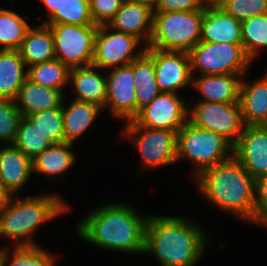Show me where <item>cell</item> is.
Segmentation results:
<instances>
[{"mask_svg":"<svg viewBox=\"0 0 267 266\" xmlns=\"http://www.w3.org/2000/svg\"><path fill=\"white\" fill-rule=\"evenodd\" d=\"M52 31L55 56L69 69L89 66L94 60L98 25L45 24Z\"/></svg>","mask_w":267,"mask_h":266,"instance_id":"cell-8","label":"cell"},{"mask_svg":"<svg viewBox=\"0 0 267 266\" xmlns=\"http://www.w3.org/2000/svg\"><path fill=\"white\" fill-rule=\"evenodd\" d=\"M239 21L267 14V0H229L221 7Z\"/></svg>","mask_w":267,"mask_h":266,"instance_id":"cell-36","label":"cell"},{"mask_svg":"<svg viewBox=\"0 0 267 266\" xmlns=\"http://www.w3.org/2000/svg\"><path fill=\"white\" fill-rule=\"evenodd\" d=\"M96 69L99 68L93 64L70 69L69 83L73 84L76 100L96 103L105 109L107 80Z\"/></svg>","mask_w":267,"mask_h":266,"instance_id":"cell-20","label":"cell"},{"mask_svg":"<svg viewBox=\"0 0 267 266\" xmlns=\"http://www.w3.org/2000/svg\"><path fill=\"white\" fill-rule=\"evenodd\" d=\"M47 10V17L49 18L56 10H60L63 0H41Z\"/></svg>","mask_w":267,"mask_h":266,"instance_id":"cell-40","label":"cell"},{"mask_svg":"<svg viewBox=\"0 0 267 266\" xmlns=\"http://www.w3.org/2000/svg\"><path fill=\"white\" fill-rule=\"evenodd\" d=\"M52 143L27 117L22 116L18 126V132L13 145L22 151L27 157L33 159Z\"/></svg>","mask_w":267,"mask_h":266,"instance_id":"cell-31","label":"cell"},{"mask_svg":"<svg viewBox=\"0 0 267 266\" xmlns=\"http://www.w3.org/2000/svg\"><path fill=\"white\" fill-rule=\"evenodd\" d=\"M203 0H159L154 12L204 10Z\"/></svg>","mask_w":267,"mask_h":266,"instance_id":"cell-39","label":"cell"},{"mask_svg":"<svg viewBox=\"0 0 267 266\" xmlns=\"http://www.w3.org/2000/svg\"><path fill=\"white\" fill-rule=\"evenodd\" d=\"M203 10L154 12L145 48L189 52L200 42Z\"/></svg>","mask_w":267,"mask_h":266,"instance_id":"cell-5","label":"cell"},{"mask_svg":"<svg viewBox=\"0 0 267 266\" xmlns=\"http://www.w3.org/2000/svg\"><path fill=\"white\" fill-rule=\"evenodd\" d=\"M11 195L0 185V212L6 207Z\"/></svg>","mask_w":267,"mask_h":266,"instance_id":"cell-42","label":"cell"},{"mask_svg":"<svg viewBox=\"0 0 267 266\" xmlns=\"http://www.w3.org/2000/svg\"><path fill=\"white\" fill-rule=\"evenodd\" d=\"M64 96L61 90L35 84L27 78L15 101L20 114L28 116L47 109L62 107Z\"/></svg>","mask_w":267,"mask_h":266,"instance_id":"cell-21","label":"cell"},{"mask_svg":"<svg viewBox=\"0 0 267 266\" xmlns=\"http://www.w3.org/2000/svg\"><path fill=\"white\" fill-rule=\"evenodd\" d=\"M9 253L7 246L0 249L2 266H55V257L38 245L14 246L12 258Z\"/></svg>","mask_w":267,"mask_h":266,"instance_id":"cell-29","label":"cell"},{"mask_svg":"<svg viewBox=\"0 0 267 266\" xmlns=\"http://www.w3.org/2000/svg\"><path fill=\"white\" fill-rule=\"evenodd\" d=\"M21 117L15 100L0 99V142L14 143Z\"/></svg>","mask_w":267,"mask_h":266,"instance_id":"cell-35","label":"cell"},{"mask_svg":"<svg viewBox=\"0 0 267 266\" xmlns=\"http://www.w3.org/2000/svg\"><path fill=\"white\" fill-rule=\"evenodd\" d=\"M233 156L254 180L267 176V129L261 125L245 126L233 145Z\"/></svg>","mask_w":267,"mask_h":266,"instance_id":"cell-15","label":"cell"},{"mask_svg":"<svg viewBox=\"0 0 267 266\" xmlns=\"http://www.w3.org/2000/svg\"><path fill=\"white\" fill-rule=\"evenodd\" d=\"M15 198V199H14ZM69 205L57 194L16 199L11 196L0 212V236L13 239L14 246L37 245L30 236L39 224L67 212Z\"/></svg>","mask_w":267,"mask_h":266,"instance_id":"cell-4","label":"cell"},{"mask_svg":"<svg viewBox=\"0 0 267 266\" xmlns=\"http://www.w3.org/2000/svg\"><path fill=\"white\" fill-rule=\"evenodd\" d=\"M233 156V145L222 135L187 121L177 132V161L195 163L193 177L202 170L227 161Z\"/></svg>","mask_w":267,"mask_h":266,"instance_id":"cell-6","label":"cell"},{"mask_svg":"<svg viewBox=\"0 0 267 266\" xmlns=\"http://www.w3.org/2000/svg\"><path fill=\"white\" fill-rule=\"evenodd\" d=\"M194 77L191 84L202 94V102L240 103L242 75L211 74L197 79Z\"/></svg>","mask_w":267,"mask_h":266,"instance_id":"cell-19","label":"cell"},{"mask_svg":"<svg viewBox=\"0 0 267 266\" xmlns=\"http://www.w3.org/2000/svg\"><path fill=\"white\" fill-rule=\"evenodd\" d=\"M106 76L107 96L105 107L117 119L131 121L137 116V98L134 85V61L112 68Z\"/></svg>","mask_w":267,"mask_h":266,"instance_id":"cell-13","label":"cell"},{"mask_svg":"<svg viewBox=\"0 0 267 266\" xmlns=\"http://www.w3.org/2000/svg\"><path fill=\"white\" fill-rule=\"evenodd\" d=\"M187 217L149 216L144 253L155 254L161 266H195L209 237Z\"/></svg>","mask_w":267,"mask_h":266,"instance_id":"cell-2","label":"cell"},{"mask_svg":"<svg viewBox=\"0 0 267 266\" xmlns=\"http://www.w3.org/2000/svg\"><path fill=\"white\" fill-rule=\"evenodd\" d=\"M200 41L242 44L241 21L227 14L222 8H205Z\"/></svg>","mask_w":267,"mask_h":266,"instance_id":"cell-18","label":"cell"},{"mask_svg":"<svg viewBox=\"0 0 267 266\" xmlns=\"http://www.w3.org/2000/svg\"><path fill=\"white\" fill-rule=\"evenodd\" d=\"M145 51L154 61L155 80L161 92L177 93L192 83L190 57L187 52L154 48H145Z\"/></svg>","mask_w":267,"mask_h":266,"instance_id":"cell-14","label":"cell"},{"mask_svg":"<svg viewBox=\"0 0 267 266\" xmlns=\"http://www.w3.org/2000/svg\"><path fill=\"white\" fill-rule=\"evenodd\" d=\"M254 223L267 228V176L255 180Z\"/></svg>","mask_w":267,"mask_h":266,"instance_id":"cell-38","label":"cell"},{"mask_svg":"<svg viewBox=\"0 0 267 266\" xmlns=\"http://www.w3.org/2000/svg\"><path fill=\"white\" fill-rule=\"evenodd\" d=\"M134 85L137 98V115L141 108L150 103L161 91L155 80V64L144 51L134 60Z\"/></svg>","mask_w":267,"mask_h":266,"instance_id":"cell-27","label":"cell"},{"mask_svg":"<svg viewBox=\"0 0 267 266\" xmlns=\"http://www.w3.org/2000/svg\"><path fill=\"white\" fill-rule=\"evenodd\" d=\"M107 25H99L94 45L93 65L101 68H116L130 64L144 51L140 49L135 55L133 52L141 41L135 36L123 32H109Z\"/></svg>","mask_w":267,"mask_h":266,"instance_id":"cell-11","label":"cell"},{"mask_svg":"<svg viewBox=\"0 0 267 266\" xmlns=\"http://www.w3.org/2000/svg\"><path fill=\"white\" fill-rule=\"evenodd\" d=\"M74 143L62 142L51 144L32 159V171L54 177L64 174L76 161V155L71 150Z\"/></svg>","mask_w":267,"mask_h":266,"instance_id":"cell-26","label":"cell"},{"mask_svg":"<svg viewBox=\"0 0 267 266\" xmlns=\"http://www.w3.org/2000/svg\"><path fill=\"white\" fill-rule=\"evenodd\" d=\"M32 171V159L13 144L0 148V185L11 195L25 186Z\"/></svg>","mask_w":267,"mask_h":266,"instance_id":"cell-17","label":"cell"},{"mask_svg":"<svg viewBox=\"0 0 267 266\" xmlns=\"http://www.w3.org/2000/svg\"><path fill=\"white\" fill-rule=\"evenodd\" d=\"M124 0H89L94 24L107 25L120 9Z\"/></svg>","mask_w":267,"mask_h":266,"instance_id":"cell-37","label":"cell"},{"mask_svg":"<svg viewBox=\"0 0 267 266\" xmlns=\"http://www.w3.org/2000/svg\"><path fill=\"white\" fill-rule=\"evenodd\" d=\"M153 13L149 6L124 0L107 26L115 31L135 36L147 47L152 33ZM146 36V37H145Z\"/></svg>","mask_w":267,"mask_h":266,"instance_id":"cell-16","label":"cell"},{"mask_svg":"<svg viewBox=\"0 0 267 266\" xmlns=\"http://www.w3.org/2000/svg\"><path fill=\"white\" fill-rule=\"evenodd\" d=\"M30 27L16 12L0 8V50H18Z\"/></svg>","mask_w":267,"mask_h":266,"instance_id":"cell-30","label":"cell"},{"mask_svg":"<svg viewBox=\"0 0 267 266\" xmlns=\"http://www.w3.org/2000/svg\"><path fill=\"white\" fill-rule=\"evenodd\" d=\"M129 1L137 2V3L143 4V5H147L152 10H155L157 5H158V3H159V0H129Z\"/></svg>","mask_w":267,"mask_h":266,"instance_id":"cell-43","label":"cell"},{"mask_svg":"<svg viewBox=\"0 0 267 266\" xmlns=\"http://www.w3.org/2000/svg\"><path fill=\"white\" fill-rule=\"evenodd\" d=\"M43 24L93 25L89 0H63L60 10H56Z\"/></svg>","mask_w":267,"mask_h":266,"instance_id":"cell-33","label":"cell"},{"mask_svg":"<svg viewBox=\"0 0 267 266\" xmlns=\"http://www.w3.org/2000/svg\"><path fill=\"white\" fill-rule=\"evenodd\" d=\"M188 109L178 93L160 92L133 120L142 127L178 132L188 121Z\"/></svg>","mask_w":267,"mask_h":266,"instance_id":"cell-12","label":"cell"},{"mask_svg":"<svg viewBox=\"0 0 267 266\" xmlns=\"http://www.w3.org/2000/svg\"><path fill=\"white\" fill-rule=\"evenodd\" d=\"M188 54L192 76L198 69L201 75L233 74L244 77L252 63L243 44L200 41Z\"/></svg>","mask_w":267,"mask_h":266,"instance_id":"cell-7","label":"cell"},{"mask_svg":"<svg viewBox=\"0 0 267 266\" xmlns=\"http://www.w3.org/2000/svg\"><path fill=\"white\" fill-rule=\"evenodd\" d=\"M27 78L35 84L61 90L69 83L70 69L54 59L48 62L32 65L27 68Z\"/></svg>","mask_w":267,"mask_h":266,"instance_id":"cell-28","label":"cell"},{"mask_svg":"<svg viewBox=\"0 0 267 266\" xmlns=\"http://www.w3.org/2000/svg\"><path fill=\"white\" fill-rule=\"evenodd\" d=\"M194 179L209 203L254 223L255 180L234 156L202 170Z\"/></svg>","mask_w":267,"mask_h":266,"instance_id":"cell-3","label":"cell"},{"mask_svg":"<svg viewBox=\"0 0 267 266\" xmlns=\"http://www.w3.org/2000/svg\"><path fill=\"white\" fill-rule=\"evenodd\" d=\"M149 216H139L123 203H108L88 212L77 224L84 241L99 248L127 253H144L145 227Z\"/></svg>","mask_w":267,"mask_h":266,"instance_id":"cell-1","label":"cell"},{"mask_svg":"<svg viewBox=\"0 0 267 266\" xmlns=\"http://www.w3.org/2000/svg\"><path fill=\"white\" fill-rule=\"evenodd\" d=\"M18 51L26 68L54 60L56 56L50 27L43 23L35 28L30 27Z\"/></svg>","mask_w":267,"mask_h":266,"instance_id":"cell-23","label":"cell"},{"mask_svg":"<svg viewBox=\"0 0 267 266\" xmlns=\"http://www.w3.org/2000/svg\"><path fill=\"white\" fill-rule=\"evenodd\" d=\"M229 0H203L204 8H221Z\"/></svg>","mask_w":267,"mask_h":266,"instance_id":"cell-41","label":"cell"},{"mask_svg":"<svg viewBox=\"0 0 267 266\" xmlns=\"http://www.w3.org/2000/svg\"><path fill=\"white\" fill-rule=\"evenodd\" d=\"M261 126H263L265 129H267V119Z\"/></svg>","mask_w":267,"mask_h":266,"instance_id":"cell-44","label":"cell"},{"mask_svg":"<svg viewBox=\"0 0 267 266\" xmlns=\"http://www.w3.org/2000/svg\"><path fill=\"white\" fill-rule=\"evenodd\" d=\"M122 135L134 142L141 153L143 169L161 167L177 161V132L139 126L134 120L127 121Z\"/></svg>","mask_w":267,"mask_h":266,"instance_id":"cell-9","label":"cell"},{"mask_svg":"<svg viewBox=\"0 0 267 266\" xmlns=\"http://www.w3.org/2000/svg\"><path fill=\"white\" fill-rule=\"evenodd\" d=\"M241 34L244 50L253 61L262 48H267V14L241 21Z\"/></svg>","mask_w":267,"mask_h":266,"instance_id":"cell-32","label":"cell"},{"mask_svg":"<svg viewBox=\"0 0 267 266\" xmlns=\"http://www.w3.org/2000/svg\"><path fill=\"white\" fill-rule=\"evenodd\" d=\"M240 105L245 126L262 125L267 119V74L248 84L241 82Z\"/></svg>","mask_w":267,"mask_h":266,"instance_id":"cell-22","label":"cell"},{"mask_svg":"<svg viewBox=\"0 0 267 266\" xmlns=\"http://www.w3.org/2000/svg\"><path fill=\"white\" fill-rule=\"evenodd\" d=\"M62 104L63 129L65 141L75 143V140L91 127L99 112L103 109L96 103L74 99L68 107Z\"/></svg>","mask_w":267,"mask_h":266,"instance_id":"cell-25","label":"cell"},{"mask_svg":"<svg viewBox=\"0 0 267 266\" xmlns=\"http://www.w3.org/2000/svg\"><path fill=\"white\" fill-rule=\"evenodd\" d=\"M27 117L52 144L65 142L62 107L36 112Z\"/></svg>","mask_w":267,"mask_h":266,"instance_id":"cell-34","label":"cell"},{"mask_svg":"<svg viewBox=\"0 0 267 266\" xmlns=\"http://www.w3.org/2000/svg\"><path fill=\"white\" fill-rule=\"evenodd\" d=\"M188 109V121L222 135L232 145L243 133L245 124L240 103L198 102Z\"/></svg>","mask_w":267,"mask_h":266,"instance_id":"cell-10","label":"cell"},{"mask_svg":"<svg viewBox=\"0 0 267 266\" xmlns=\"http://www.w3.org/2000/svg\"><path fill=\"white\" fill-rule=\"evenodd\" d=\"M18 50H0V99L16 100L27 79V68Z\"/></svg>","mask_w":267,"mask_h":266,"instance_id":"cell-24","label":"cell"}]
</instances>
